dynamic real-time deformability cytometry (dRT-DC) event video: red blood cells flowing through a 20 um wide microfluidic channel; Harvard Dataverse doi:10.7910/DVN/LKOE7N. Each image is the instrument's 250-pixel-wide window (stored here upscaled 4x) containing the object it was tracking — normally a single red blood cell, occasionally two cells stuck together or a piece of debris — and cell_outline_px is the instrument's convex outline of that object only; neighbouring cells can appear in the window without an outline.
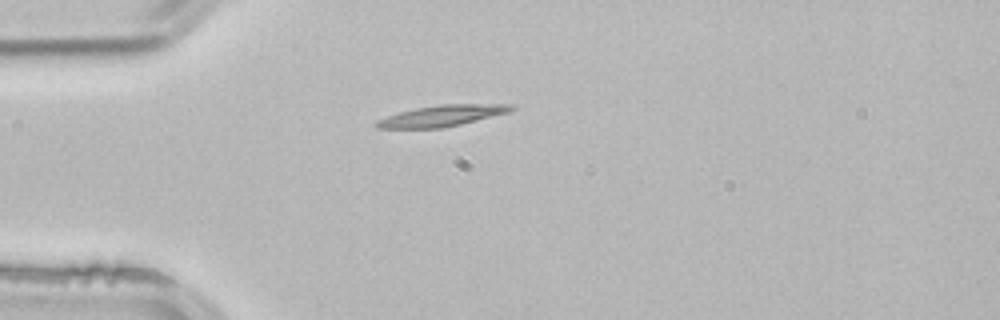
{"species": "common noctule bat (a hibernating species)", "species_latin": "Nyctalus noctula", "temperature_condition": "room temperature", "stored_images_in_passage": 3, "camera_frame_rate_fps": 3000, "um_per_image_px": 0.085, "animal": {"sex": "male", "body_mass_g": 21.5, "forearm_length_mm": 52.0}, "frame": {"image": 1, "passage_image": 3, "time_ms": 0.667, "image_size_px": [1000, 320], "cell_outline_px": [[516, 108], [508, 112], [444, 128], [376, 128], [372, 124], [376, 120], [400, 112], [416, 108], [440, 104], [512, 104]], "centroid_in_image_um": [37.53, 9.84], "position_along_channel_um": 47.5, "area_um2": 16.47}}